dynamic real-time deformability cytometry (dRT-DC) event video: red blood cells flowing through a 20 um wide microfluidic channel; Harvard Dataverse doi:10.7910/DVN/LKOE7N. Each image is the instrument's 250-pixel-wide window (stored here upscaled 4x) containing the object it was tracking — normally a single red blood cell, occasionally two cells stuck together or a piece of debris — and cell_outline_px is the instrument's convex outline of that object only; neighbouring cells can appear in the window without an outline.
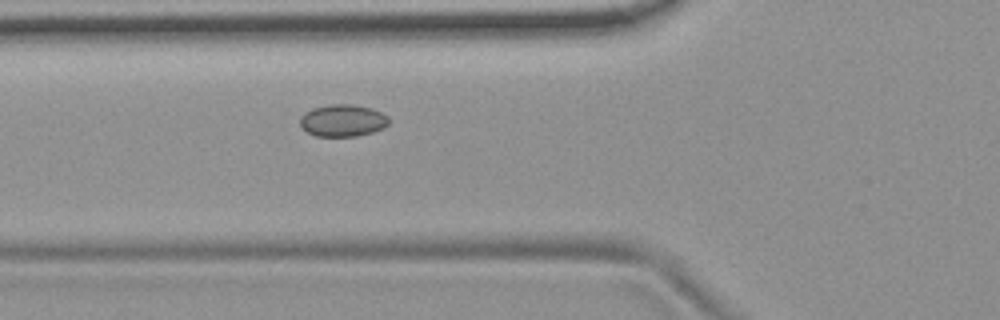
{"species": "common noctule bat (a hibernating species)", "species_latin": "Nyctalus noctula", "temperature_condition": "room temperature", "stored_images_in_passage": 49, "camera_frame_rate_fps": 3000, "um_per_image_px": 0.085, "animal": {"sex": "female", "body_mass_g": 19.9}, "frame": {"image": 1, "passage_image": 16, "time_ms": 5.0, "image_size_px": [1000, 320], "cell_outline_px": [[388, 124], [384, 128], [372, 132], [356, 136], [316, 136], [308, 132], [300, 124], [300, 116], [304, 112], [312, 108], [332, 104], [352, 104], [372, 108], [388, 116]], "centroid_in_image_um": [29.13, 10.23], "position_along_channel_um": 96.7, "area_um2": 16.59}}
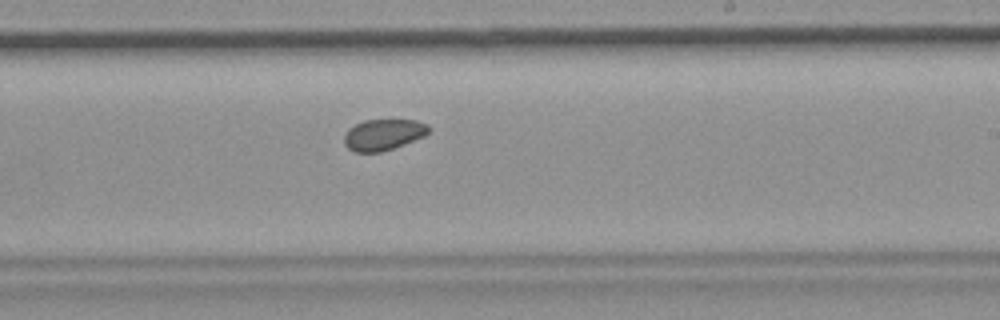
{"frame": {"image": 2, "passage_image": 29, "time_ms": 9.333, "image_size_px": [1000, 320], "cell_outline_px": [[432, 132], [424, 136], [404, 144], [380, 152], [352, 152], [344, 144], [344, 136], [348, 128], [364, 120], [416, 120], [428, 124], [432, 128]], "centroid_in_image_um": [32.61, 11.44], "position_along_channel_um": 256.4, "area_um2": 15.49}}
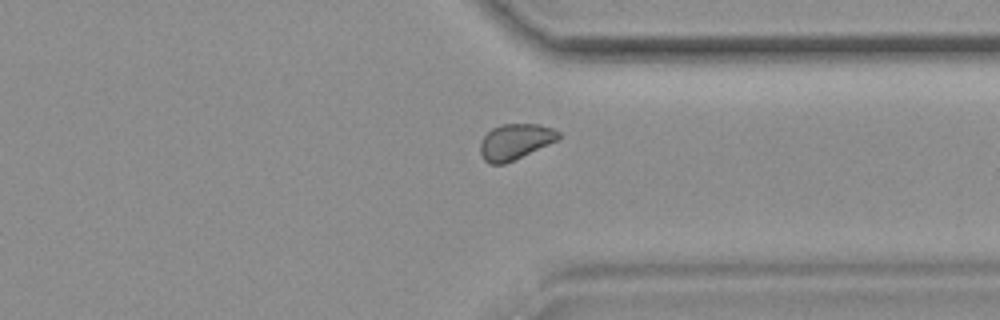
{"frame": {"image": 3, "passage_image": 38, "time_ms": 12.333, "image_size_px": [1000, 320], "cell_outline_px": [[560, 140], [504, 164], [488, 164], [484, 160], [480, 152], [480, 140], [492, 128], [504, 124], [540, 124], [552, 128], [560, 132]], "centroid_in_image_um": [43.81, 12.04], "position_along_channel_um": 367.6, "area_um2": 16.42}}